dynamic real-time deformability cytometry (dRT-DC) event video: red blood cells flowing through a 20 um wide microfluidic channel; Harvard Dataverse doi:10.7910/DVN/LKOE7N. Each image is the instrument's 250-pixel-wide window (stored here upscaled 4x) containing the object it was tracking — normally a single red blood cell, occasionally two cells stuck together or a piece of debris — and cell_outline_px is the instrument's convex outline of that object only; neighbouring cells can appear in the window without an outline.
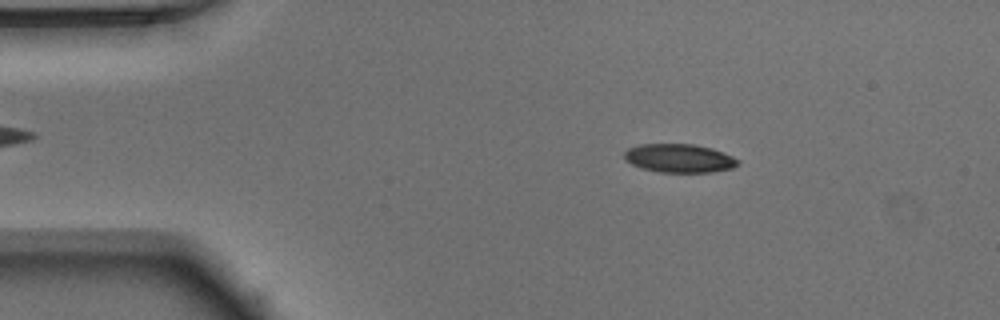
{"species": "Egyptian fruit bat (a non-hibernating species)", "species_latin": "Rousettus aegyptiacus", "temperature_condition": "warm", "stored_images_in_passage": 50, "camera_frame_rate_fps": 3000, "um_per_image_px": 0.085, "animal": {"sex": "male"}, "frame": {"image": 1, "passage_image": 8, "time_ms": 2.333, "image_size_px": [1000, 320], "cell_outline_px": [[740, 164], [732, 168], [712, 172], [656, 172], [640, 168], [624, 160], [624, 152], [628, 148], [640, 144], [692, 144], [712, 148], [724, 152], [740, 160]], "centroid_in_image_um": [57.73, 13.45], "position_along_channel_um": 27.3, "area_um2": 19.13}}
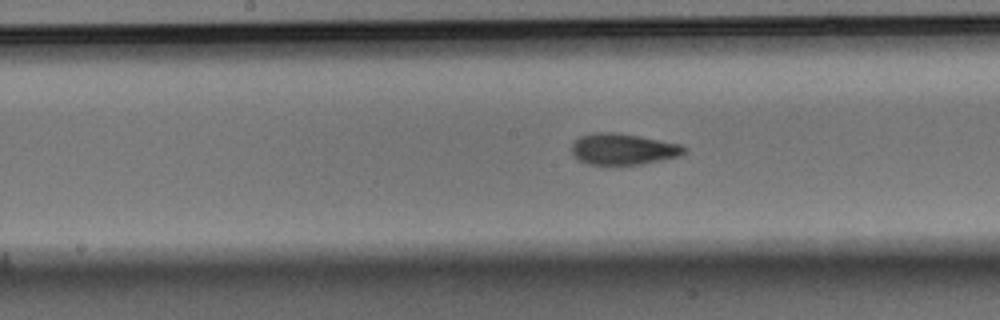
{"frame": {"image": 2, "passage_image": 25, "time_ms": 8.0, "image_size_px": [1000, 320], "cell_outline_px": [[688, 152], [680, 156], [640, 164], [608, 168], [588, 164], [572, 156], [572, 144], [580, 136], [592, 132], [616, 132], [640, 136], [684, 144], [688, 148]], "centroid_in_image_um": [52.98, 12.7], "position_along_channel_um": 195.2, "area_um2": 21.44}}
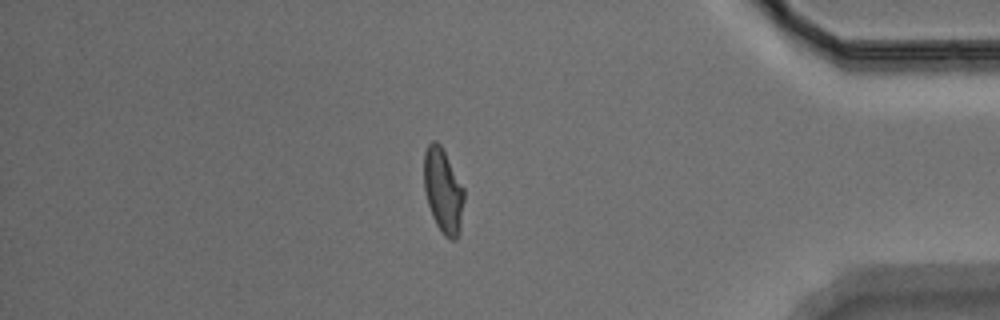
{"frame": {"image": 3, "passage_image": 43, "time_ms": 14.0, "image_size_px": [1000, 320], "cell_outline_px": [[464, 200], [460, 232], [456, 240], [452, 240], [444, 236], [436, 224], [432, 216], [424, 192], [424, 152], [428, 144], [432, 140], [436, 140], [440, 144], [464, 188]], "centroid_in_image_um": [37.66, 16.23], "position_along_channel_um": 397.5, "area_um2": 19.88}, "authors_computed_cell_mechanics": {"area_um2": 19.9988, "velocity_mm_per_s": 3.9465, "shape_relaxation_time_tau1_ms": 4.3381, "shape_relaxation_time_tau2_ms": 1.5385, "deformation_change_tau1": 0.1601, "deformation_change_tau2": 0.0847}}